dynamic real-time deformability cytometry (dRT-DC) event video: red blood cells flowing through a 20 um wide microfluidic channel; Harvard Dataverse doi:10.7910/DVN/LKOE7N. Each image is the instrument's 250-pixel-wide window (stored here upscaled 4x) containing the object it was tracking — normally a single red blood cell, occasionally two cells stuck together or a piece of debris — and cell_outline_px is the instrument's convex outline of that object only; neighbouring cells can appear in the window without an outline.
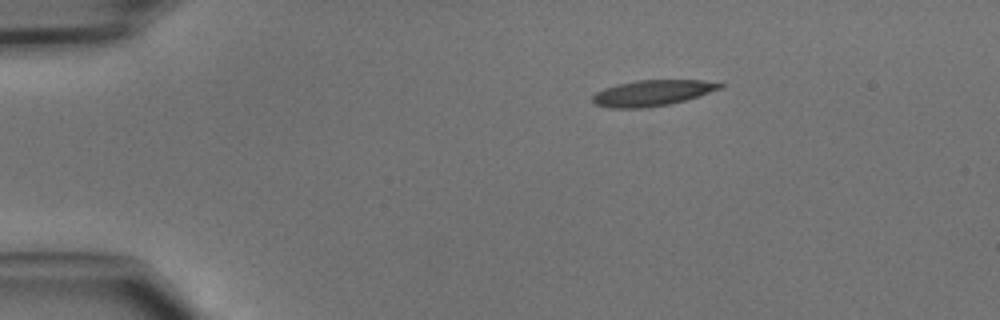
{"species": "common noctule bat (a hibernating species)", "species_latin": "Nyctalus noctula", "temperature_condition": "cold", "stored_images_in_passage": 8, "camera_frame_rate_fps": 3000, "um_per_image_px": 0.085, "animal": {"sex": "male", "body_mass_g": 15.6}, "frame": {"image": 1, "passage_image": 1, "time_ms": 0.0, "image_size_px": [1000, 320], "cell_outline_px": [[724, 84], [720, 88], [684, 100], [668, 104], [648, 108], [608, 108], [596, 104], [592, 100], [592, 96], [596, 92], [604, 88], [616, 84], [636, 80], [700, 80]], "centroid_in_image_um": [55.36, 7.9], "position_along_channel_um": 29.6, "area_um2": 18.96}}